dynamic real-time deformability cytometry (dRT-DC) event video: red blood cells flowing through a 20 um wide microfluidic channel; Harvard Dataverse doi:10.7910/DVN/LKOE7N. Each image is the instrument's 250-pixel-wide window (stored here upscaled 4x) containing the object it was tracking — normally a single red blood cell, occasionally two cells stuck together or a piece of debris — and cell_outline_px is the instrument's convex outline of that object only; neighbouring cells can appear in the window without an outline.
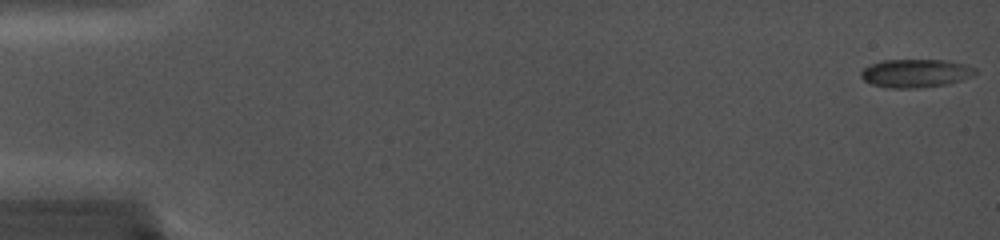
{"species": "common noctule bat (a hibernating species)", "species_latin": "Nyctalus noctula", "temperature_condition": "cold", "stored_images_in_passage": 84, "camera_frame_rate_fps": 5000, "um_per_image_px": 0.085, "animal": {"sex": "female", "body_mass_g": 19.0, "forearm_length_mm": 56.7}, "frame": {"image": 1, "passage_image": 1, "time_ms": 0.0, "image_size_px": [1000, 240], "cell_outline_px": [[976, 72], [972, 76], [948, 84], [916, 88], [888, 88], [872, 84], [864, 80], [860, 76], [860, 72], [864, 68], [872, 64], [884, 60], [944, 60], [964, 64], [976, 68]], "centroid_in_image_um": [77.82, 6.23], "position_along_channel_um": 7.2, "area_um2": 18.73}}
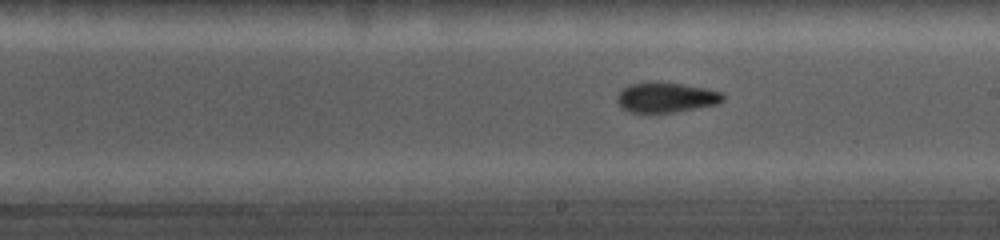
{"frame": {"image": 2, "passage_image": 52, "time_ms": 10.2, "image_size_px": [1000, 240], "cell_outline_px": [[724, 100], [716, 104], [676, 112], [628, 112], [620, 108], [616, 100], [616, 96], [624, 88], [632, 84], [680, 84], [708, 88], [724, 92]], "centroid_in_image_um": [56.64, 8.31], "position_along_channel_um": 232.4, "area_um2": 18.09}}
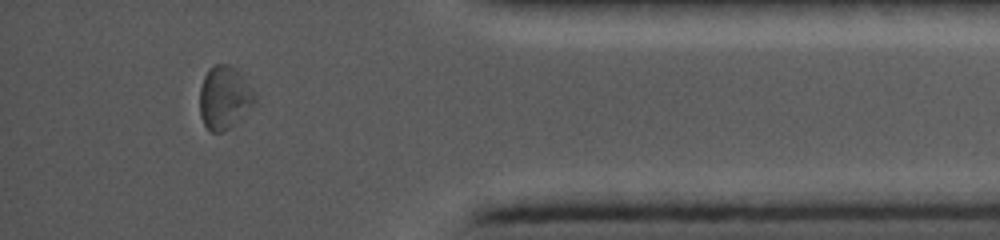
{"frame": {"image": 3, "passage_image": 78, "time_ms": 15.4, "image_size_px": [1000, 240], "cell_outline_px": [[256, 104], [240, 120], [228, 128], [220, 132], [212, 132], [204, 124], [200, 116], [200, 88], [204, 76], [208, 68], [216, 64], [228, 64], [256, 92]], "centroid_in_image_um": [19.08, 8.32], "position_along_channel_um": 416.1, "area_um2": 20.11}}